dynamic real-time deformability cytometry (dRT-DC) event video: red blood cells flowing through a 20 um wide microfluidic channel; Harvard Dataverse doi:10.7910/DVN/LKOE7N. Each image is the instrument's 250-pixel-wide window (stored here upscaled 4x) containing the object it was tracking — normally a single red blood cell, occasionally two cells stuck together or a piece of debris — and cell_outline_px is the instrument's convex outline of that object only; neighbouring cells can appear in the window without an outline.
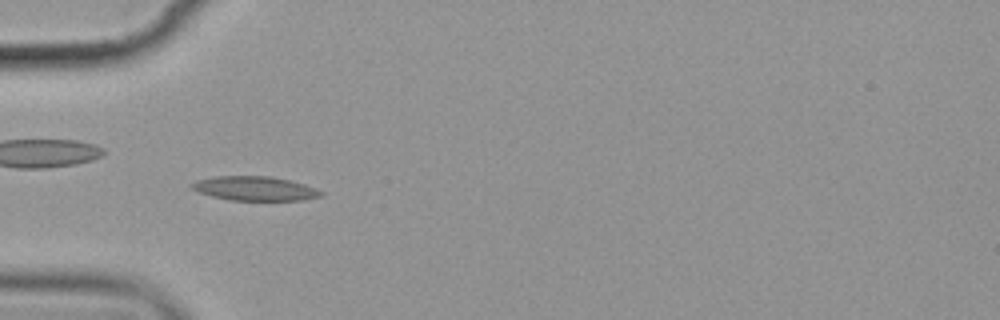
{"species": "common noctule bat (a hibernating species)", "species_latin": "Nyctalus noctula", "temperature_condition": "cold", "stored_images_in_passage": 10, "camera_frame_rate_fps": 3000, "um_per_image_px": 0.085, "animal": {"sex": "female", "body_mass_g": 19.9}, "frame": {"image": 1, "passage_image": 4, "time_ms": 3.667, "image_size_px": [1000, 320], "cell_outline_px": [[324, 196], [304, 200], [228, 200], [212, 196], [200, 192], [192, 188], [188, 184], [196, 180], [216, 176], [272, 176], [304, 184], [316, 188], [324, 192]], "centroid_in_image_um": [21.68, 16.02], "position_along_channel_um": 63.3, "area_um2": 18.32}}
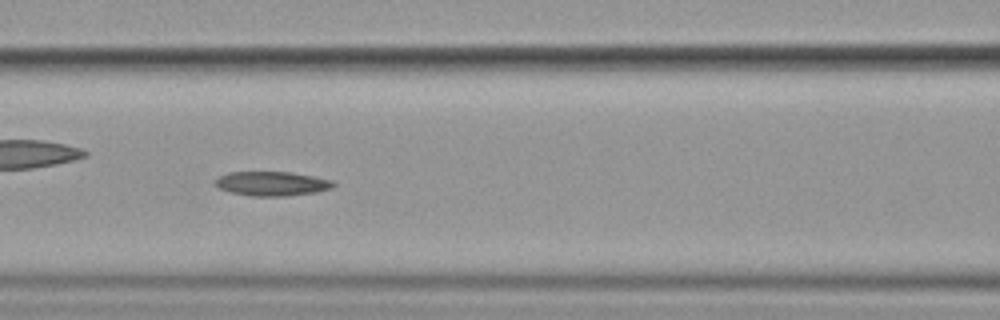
{"frame": {"image": 2, "passage_image": 6, "time_ms": 6.0, "image_size_px": [1000, 320], "cell_outline_px": [[336, 184], [332, 188], [316, 192], [284, 196], [252, 196], [232, 192], [220, 188], [212, 184], [212, 180], [216, 176], [228, 172], [292, 172], [332, 180]], "centroid_in_image_um": [23.05, 15.6], "position_along_channel_um": 143.5, "area_um2": 16.88}}
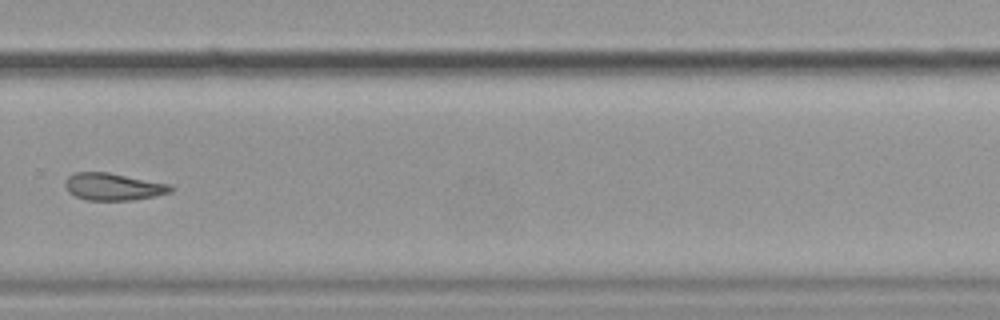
{"frame": {"image": 3, "passage_image": 10, "time_ms": 11.0, "image_size_px": [1000, 320], "cell_outline_px": [[172, 192], [156, 196], [132, 200], [88, 200], [76, 196], [68, 192], [64, 188], [64, 180], [68, 176], [76, 172], [108, 172], [172, 184]], "centroid_in_image_um": [9.62, 15.86], "position_along_channel_um": 320.2, "area_um2": 16.94}}